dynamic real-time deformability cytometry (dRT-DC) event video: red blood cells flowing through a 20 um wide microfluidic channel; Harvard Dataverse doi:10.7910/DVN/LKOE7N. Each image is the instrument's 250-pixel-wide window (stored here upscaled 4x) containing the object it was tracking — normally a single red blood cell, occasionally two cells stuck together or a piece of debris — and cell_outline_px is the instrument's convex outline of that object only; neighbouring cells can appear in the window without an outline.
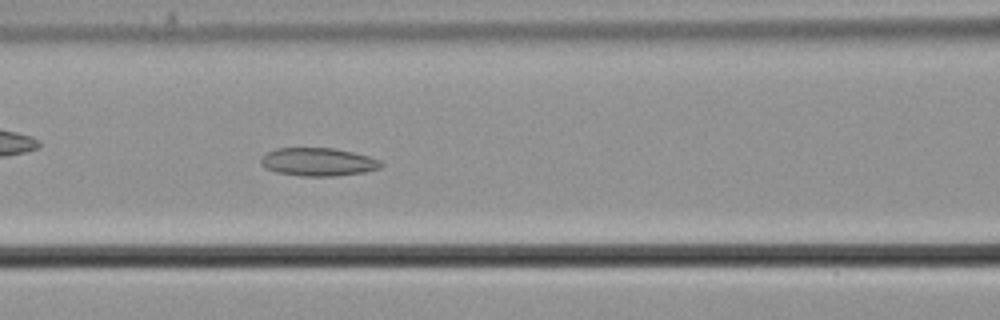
{"species": "common noctule bat (a hibernating species)", "species_latin": "Nyctalus noctula", "temperature_condition": "cold", "stored_images_in_passage": 58, "camera_frame_rate_fps": 3000, "um_per_image_px": 0.085, "animal": {"sex": "male", "body_mass_g": 21.5, "forearm_length_mm": 52.0}, "frame": {"image": 1, "passage_image": 26, "time_ms": 8.333, "image_size_px": [1000, 320], "cell_outline_px": [[384, 164], [380, 168], [364, 172], [336, 176], [300, 176], [276, 172], [264, 168], [260, 164], [260, 160], [268, 152], [276, 148], [332, 148], [352, 152], [368, 156], [380, 160]], "centroid_in_image_um": [27.03, 13.77], "position_along_channel_um": 139.6, "area_um2": 19.71}}
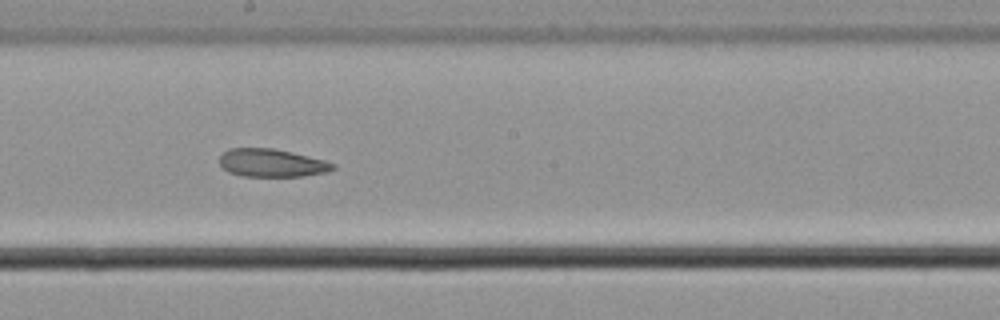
{"frame": {"image": 2, "passage_image": 33, "time_ms": 10.667, "image_size_px": [1000, 320], "cell_outline_px": [[336, 168], [328, 172], [304, 176], [244, 176], [228, 172], [220, 164], [220, 156], [228, 148], [272, 148], [292, 152], [324, 160], [336, 164]], "centroid_in_image_um": [23.12, 13.85], "position_along_channel_um": 225.1, "area_um2": 18.5}}
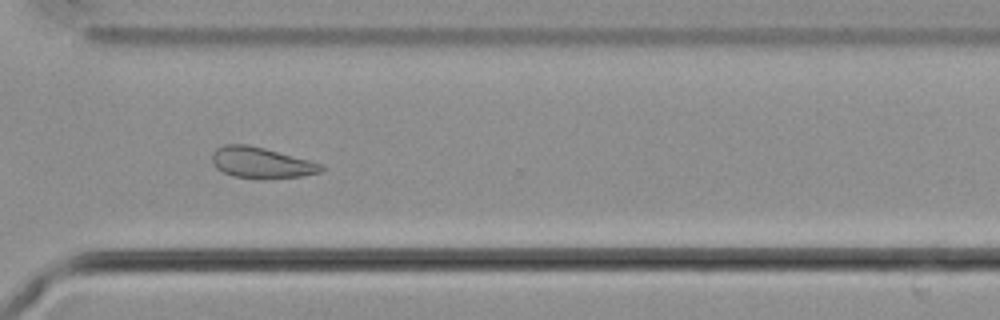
{"frame": {"image": 3, "passage_image": 43, "time_ms": 14.0, "image_size_px": [1000, 320], "cell_outline_px": [[324, 168], [320, 172], [300, 176], [264, 180], [232, 176], [216, 168], [212, 164], [212, 152], [216, 148], [224, 144], [248, 144], [264, 148], [324, 164]], "centroid_in_image_um": [22.18, 13.84], "position_along_channel_um": 348.4, "area_um2": 19.94}, "authors_computed_cell_mechanics": {"area_um2": 22.0218, "velocity_mm_per_s": 3.6785, "shape_relaxation_time_tau1_ms": null, "shape_relaxation_time_tau2_ms": 10.8787, "deformation_change_tau1": null, "deformation_change_tau2": 0.197}}